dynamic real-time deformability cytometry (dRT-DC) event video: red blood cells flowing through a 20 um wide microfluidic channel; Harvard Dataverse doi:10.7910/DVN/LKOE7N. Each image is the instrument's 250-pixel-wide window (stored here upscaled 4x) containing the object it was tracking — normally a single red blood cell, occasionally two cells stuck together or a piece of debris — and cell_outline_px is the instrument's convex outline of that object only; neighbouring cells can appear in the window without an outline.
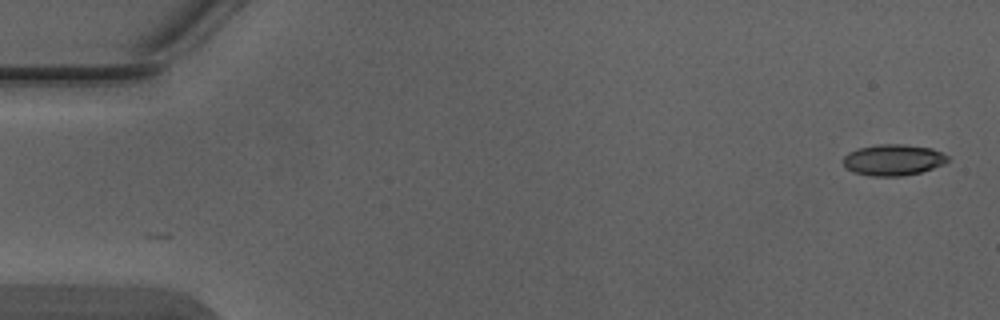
{"species": "Egyptian fruit bat (a non-hibernating species)", "species_latin": "Rousettus aegyptiacus", "temperature_condition": "warm", "stored_images_in_passage": 2, "camera_frame_rate_fps": 3000, "um_per_image_px": 0.085, "animal": {"sex": "male"}, "frame": {"image": 1, "passage_image": 2, "time_ms": 0.333, "image_size_px": [1000, 320], "cell_outline_px": [[948, 160], [944, 164], [920, 172], [904, 176], [872, 176], [852, 172], [844, 168], [844, 156], [848, 152], [856, 148], [876, 144], [904, 144], [932, 148], [948, 156]], "centroid_in_image_um": [75.88, 13.59], "position_along_channel_um": 9.1, "area_um2": 19.13}}